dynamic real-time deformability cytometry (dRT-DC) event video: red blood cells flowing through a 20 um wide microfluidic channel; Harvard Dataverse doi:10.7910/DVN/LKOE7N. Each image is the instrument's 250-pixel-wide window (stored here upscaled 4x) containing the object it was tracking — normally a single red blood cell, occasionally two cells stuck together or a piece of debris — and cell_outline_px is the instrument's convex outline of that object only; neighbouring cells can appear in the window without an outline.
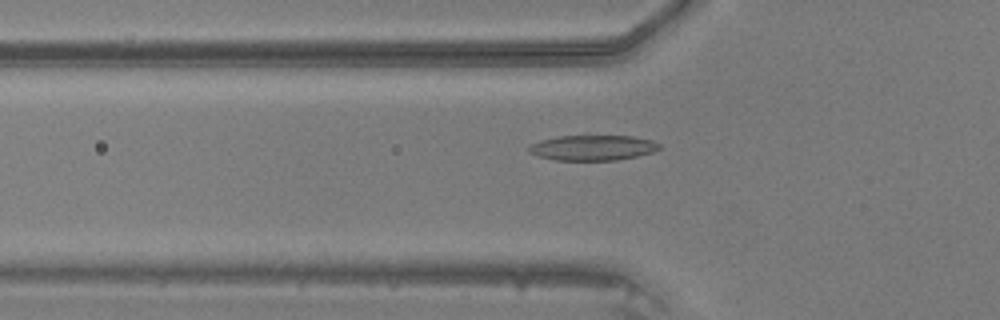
{"species": "common noctule bat (a hibernating species)", "species_latin": "Nyctalus noctula", "temperature_condition": "warm", "stored_images_in_passage": 35, "camera_frame_rate_fps": 3000, "um_per_image_px": 0.085, "animal": {"sex": "male", "body_mass_g": 20.5, "forearm_length_mm": 52.5}, "frame": {"image": 1, "passage_image": 4, "time_ms": 1.0, "image_size_px": [1000, 320], "cell_outline_px": [[660, 148], [652, 152], [636, 156], [616, 160], [556, 160], [540, 156], [528, 152], [528, 148], [532, 144], [540, 140], [560, 136], [584, 132], [588, 132], [632, 136], [652, 140], [660, 144]], "centroid_in_image_um": [50.39, 12.49], "position_along_channel_um": 75.4, "area_um2": 20.11}}
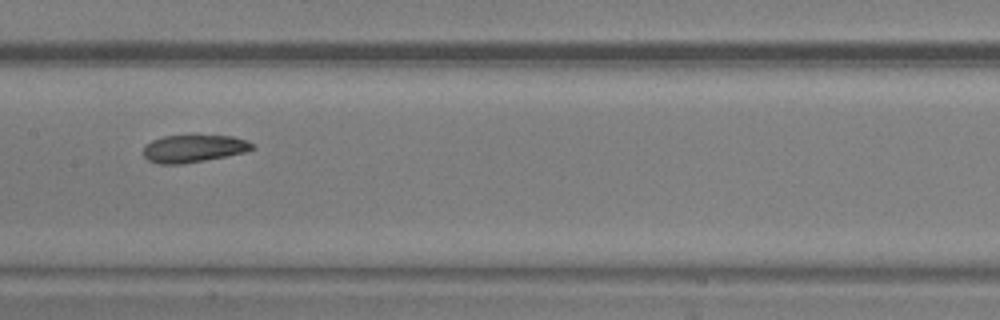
{"frame": {"image": 2, "passage_image": 12, "time_ms": 3.667, "image_size_px": [1000, 320], "cell_outline_px": [[256, 148], [244, 152], [204, 160], [180, 164], [160, 164], [148, 160], [144, 156], [144, 144], [152, 140], [164, 136], [232, 136], [256, 144]], "centroid_in_image_um": [16.44, 12.62], "position_along_channel_um": 191.0, "area_um2": 17.22}}
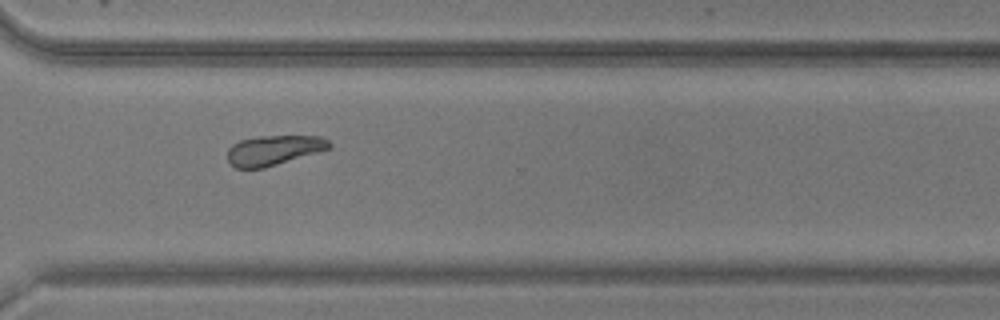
{"frame": {"image": 3, "passage_image": 23, "time_ms": 7.333, "image_size_px": [1000, 320], "cell_outline_px": [[332, 144], [328, 148], [316, 152], [264, 168], [236, 168], [228, 160], [228, 148], [232, 144], [240, 140], [256, 136], [320, 136], [328, 140]], "centroid_in_image_um": [23.22, 12.75], "position_along_channel_um": 347.4, "area_um2": 17.46}}